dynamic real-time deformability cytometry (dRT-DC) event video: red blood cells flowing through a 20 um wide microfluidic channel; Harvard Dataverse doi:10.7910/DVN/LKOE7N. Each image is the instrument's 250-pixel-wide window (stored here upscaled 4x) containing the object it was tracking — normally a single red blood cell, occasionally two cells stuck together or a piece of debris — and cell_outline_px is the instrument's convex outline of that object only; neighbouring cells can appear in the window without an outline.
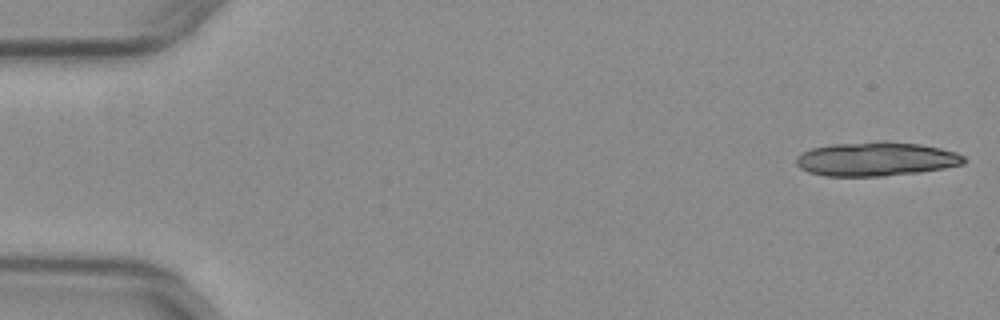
{"species": "common noctule bat (a hibernating species)", "species_latin": "Nyctalus noctula", "temperature_condition": "warm", "stored_images_in_passage": 15, "camera_frame_rate_fps": 3000, "um_per_image_px": 0.085, "animal": {"sex": "female", "body_mass_g": 29.2, "forearm_length_mm": 56.3}, "frame": {"image": 1, "passage_image": 1, "time_ms": 0.0, "image_size_px": [1000, 320], "cell_outline_px": [[968, 160], [964, 164], [944, 168], [920, 172], [884, 176], [824, 176], [808, 172], [800, 168], [796, 164], [796, 156], [812, 148], [832, 144], [876, 140], [888, 140], [920, 144], [940, 148], [956, 152], [964, 156]], "centroid_in_image_um": [74.48, 13.5], "position_along_channel_um": 10.5, "area_um2": 33.76}}